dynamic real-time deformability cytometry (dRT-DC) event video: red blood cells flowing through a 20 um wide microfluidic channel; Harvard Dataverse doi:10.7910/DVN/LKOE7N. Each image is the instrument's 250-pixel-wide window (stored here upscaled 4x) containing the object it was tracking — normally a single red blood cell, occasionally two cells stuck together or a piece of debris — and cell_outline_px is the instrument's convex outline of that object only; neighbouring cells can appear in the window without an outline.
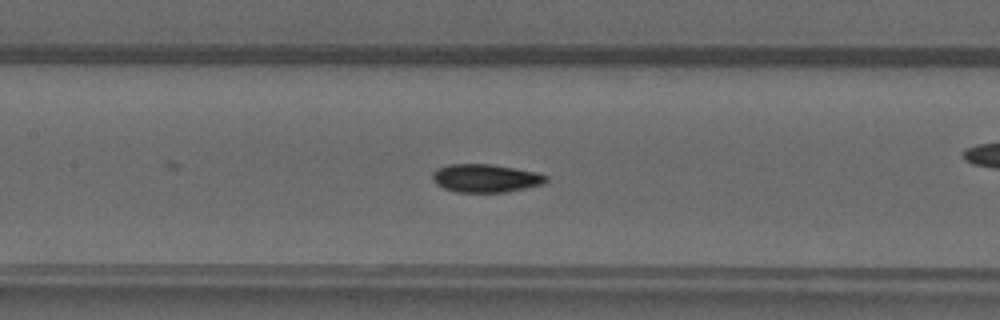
{"species": "common noctule bat (a hibernating species)", "species_latin": "Nyctalus noctula", "temperature_condition": "warm", "stored_images_in_passage": 44, "camera_frame_rate_fps": 3000, "um_per_image_px": 0.085, "animal": {"sex": "male", "forearm_length_mm": 52.5}, "frame": {"image": 1, "passage_image": 22, "time_ms": 7.0, "image_size_px": [1000, 320], "cell_outline_px": [[548, 180], [544, 184], [504, 192], [456, 192], [444, 188], [436, 184], [432, 180], [432, 172], [436, 168], [448, 164], [492, 164], [516, 168], [536, 172], [548, 176]], "centroid_in_image_um": [41.25, 15.14], "position_along_channel_um": 166.1, "area_um2": 18.79}}
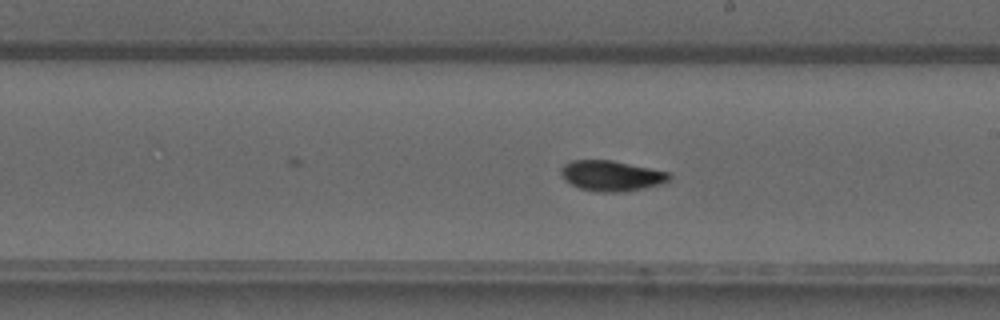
{"frame": {"image": 2, "passage_image": 27, "time_ms": 8.667, "image_size_px": [1000, 320], "cell_outline_px": [[672, 176], [664, 184], [624, 192], [600, 192], [580, 188], [564, 180], [560, 172], [560, 168], [564, 164], [572, 160], [612, 160], [672, 172]], "centroid_in_image_um": [52.01, 14.94], "position_along_channel_um": 237.0, "area_um2": 19.48}}